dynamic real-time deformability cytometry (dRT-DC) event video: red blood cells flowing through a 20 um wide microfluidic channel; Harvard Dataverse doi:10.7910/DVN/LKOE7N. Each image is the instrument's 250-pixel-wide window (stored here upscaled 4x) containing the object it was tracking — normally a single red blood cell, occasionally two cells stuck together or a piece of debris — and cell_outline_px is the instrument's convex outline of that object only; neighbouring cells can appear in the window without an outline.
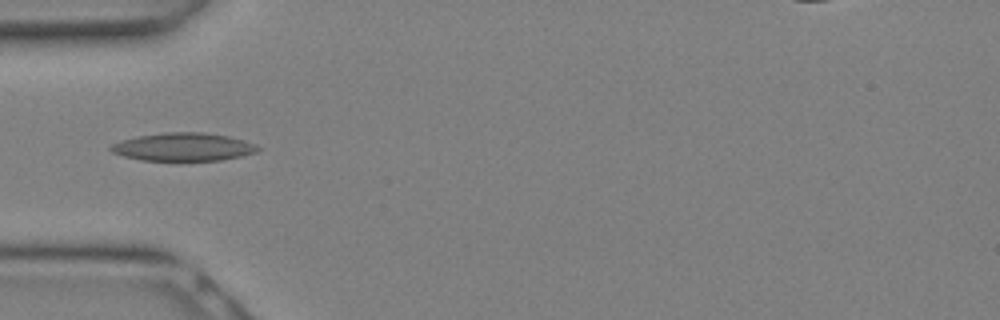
{"species": "Egyptian fruit bat (a non-hibernating species)", "species_latin": "Rousettus aegyptiacus", "temperature_condition": "warm", "stored_images_in_passage": 28, "segment_of_instrument_passage": [1, 2], "camera_frame_rate_fps": 3000, "um_per_image_px": 0.085, "animal": {"sex": "female"}, "frame": {"image": 1, "passage_image": 8, "time_ms": 2.333, "image_size_px": [1000, 320], "cell_outline_px": [[260, 148], [256, 152], [240, 156], [220, 160], [140, 160], [124, 156], [112, 152], [108, 148], [112, 144], [120, 140], [140, 136], [164, 132], [204, 132], [228, 136], [244, 140], [256, 144]], "centroid_in_image_um": [15.57, 12.48], "position_along_channel_um": 69.4, "area_um2": 23.93}}
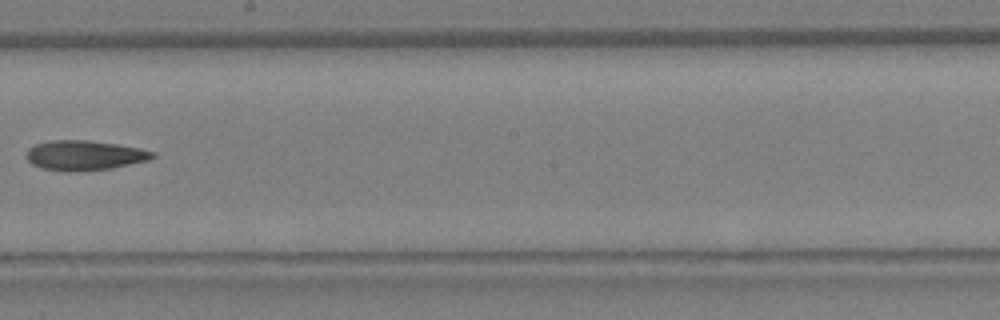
{"frame": {"image": 2, "passage_image": 15, "time_ms": 4.667, "image_size_px": [1000, 320], "cell_outline_px": [[156, 156], [148, 160], [112, 168], [80, 172], [40, 168], [32, 164], [28, 160], [28, 148], [36, 144], [52, 140], [84, 140], [116, 144], [140, 148], [156, 152]], "centroid_in_image_um": [7.21, 13.21], "position_along_channel_um": 241.0, "area_um2": 21.79}}
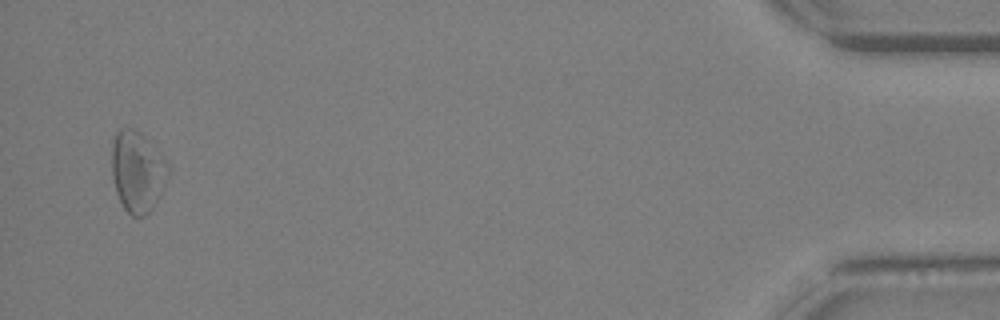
{"frame": {"image": 3, "passage_image": 26, "time_ms": 8.333, "image_size_px": [1000, 320], "cell_outline_px": [[172, 172], [152, 208], [144, 216], [132, 216], [124, 208], [116, 192], [112, 176], [112, 144], [116, 132], [120, 128], [132, 128], [140, 132], [168, 160], [172, 168]], "centroid_in_image_um": [11.72, 14.56], "position_along_channel_um": 423.5, "area_um2": 26.93}}